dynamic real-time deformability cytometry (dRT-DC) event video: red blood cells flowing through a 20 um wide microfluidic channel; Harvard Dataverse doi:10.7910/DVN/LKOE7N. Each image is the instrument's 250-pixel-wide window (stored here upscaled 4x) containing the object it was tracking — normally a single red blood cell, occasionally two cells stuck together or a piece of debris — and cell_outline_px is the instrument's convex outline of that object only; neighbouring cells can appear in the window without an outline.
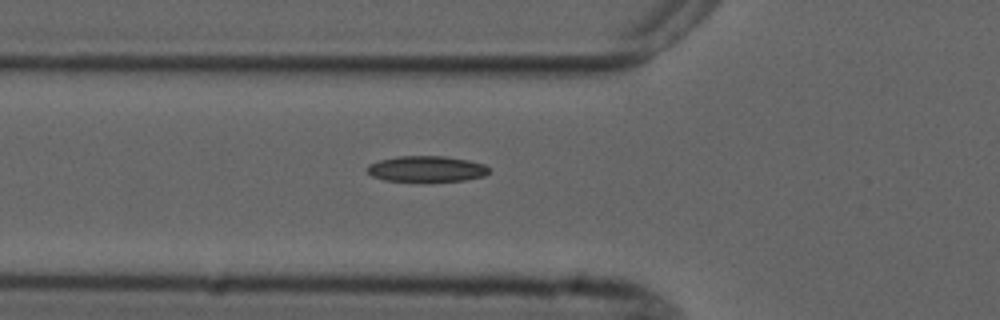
{"species": "common noctule bat (a hibernating species)", "species_latin": "Nyctalus noctula", "temperature_condition": "cold", "stored_images_in_passage": 6, "camera_frame_rate_fps": 3000, "um_per_image_px": 0.085, "animal": {"sex": "male", "forearm_length_mm": 52.5}, "frame": {"image": 1, "passage_image": 6, "time_ms": 5.667, "image_size_px": [1000, 320], "cell_outline_px": [[492, 172], [484, 176], [464, 180], [428, 184], [424, 184], [384, 180], [372, 176], [364, 168], [368, 164], [380, 160], [396, 156], [444, 156], [468, 160], [484, 164], [492, 168]], "centroid_in_image_um": [36.27, 14.4], "position_along_channel_um": 89.5, "area_um2": 19.48}}